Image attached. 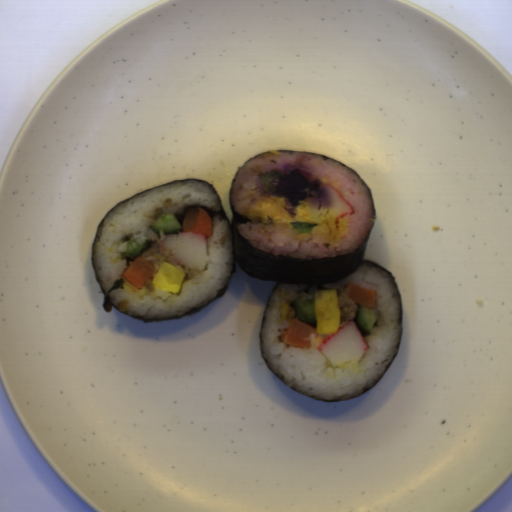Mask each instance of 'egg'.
I'll return each instance as SVG.
<instances>
[{"label": "egg", "mask_w": 512, "mask_h": 512, "mask_svg": "<svg viewBox=\"0 0 512 512\" xmlns=\"http://www.w3.org/2000/svg\"><path fill=\"white\" fill-rule=\"evenodd\" d=\"M314 314L318 335L336 334L341 319L336 289H315Z\"/></svg>", "instance_id": "egg-1"}, {"label": "egg", "mask_w": 512, "mask_h": 512, "mask_svg": "<svg viewBox=\"0 0 512 512\" xmlns=\"http://www.w3.org/2000/svg\"><path fill=\"white\" fill-rule=\"evenodd\" d=\"M186 277L185 271L174 264L163 262L152 279L154 288L178 294Z\"/></svg>", "instance_id": "egg-2"}]
</instances>
